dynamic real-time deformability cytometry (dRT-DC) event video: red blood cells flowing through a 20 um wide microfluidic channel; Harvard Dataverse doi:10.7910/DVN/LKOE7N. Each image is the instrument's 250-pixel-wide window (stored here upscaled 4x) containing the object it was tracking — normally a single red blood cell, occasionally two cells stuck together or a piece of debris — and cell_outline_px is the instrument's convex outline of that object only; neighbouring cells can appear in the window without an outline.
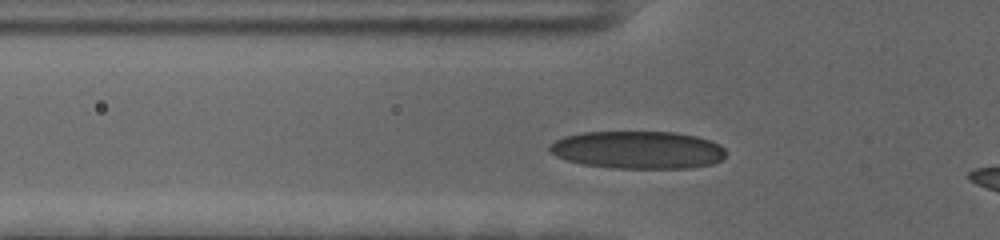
{"species": "human", "species_latin": "Homo sapiens", "temperature_condition": "cold", "stored_images_in_passage": 32, "camera_frame_rate_fps": 3000, "um_per_image_px": 0.085, "donor": {"sex": "female"}, "frame": {"image": 1, "passage_image": 3, "time_ms": 0.667, "image_size_px": [1000, 240], "cell_outline_px": [[724, 156], [720, 160], [712, 164], [692, 168], [616, 168], [584, 164], [568, 160], [556, 156], [548, 152], [548, 144], [564, 136], [584, 132], [676, 132], [696, 136], [712, 140], [720, 144], [724, 148]], "centroid_in_image_um": [54.21, 12.73], "position_along_channel_um": 71.6, "area_um2": 38.84}}
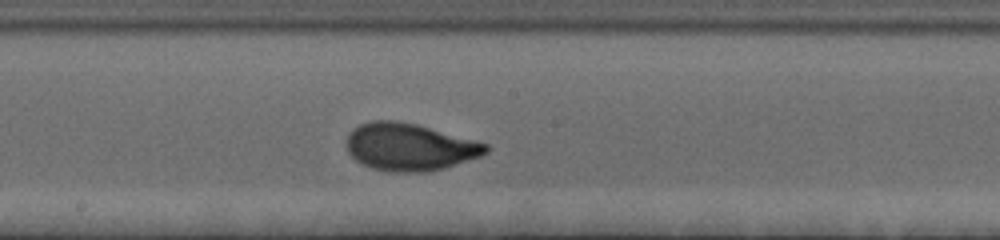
{"frame": {"image": 2, "passage_image": 15, "time_ms": 4.667, "image_size_px": [1000, 240], "cell_outline_px": [[488, 152], [480, 156], [444, 168], [428, 172], [392, 172], [372, 168], [356, 160], [348, 152], [344, 144], [352, 128], [360, 124], [372, 120], [396, 120], [416, 124], [476, 140], [488, 144]], "centroid_in_image_um": [34.79, 12.48], "position_along_channel_um": 213.4, "area_um2": 38.55}}
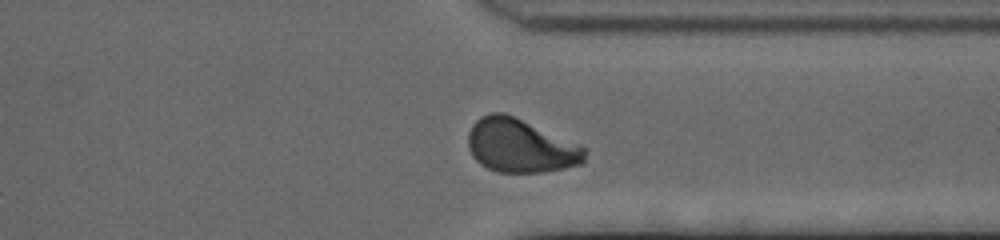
{"frame": {"image": 3, "passage_image": 28, "time_ms": 9.0, "image_size_px": [1000, 240], "cell_outline_px": [[584, 164], [544, 172], [496, 172], [480, 164], [472, 156], [468, 148], [468, 132], [472, 124], [480, 116], [492, 112], [504, 112], [584, 148]], "centroid_in_image_um": [44.15, 12.41], "position_along_channel_um": 367.2, "area_um2": 35.89}, "authors_computed_cell_mechanics": {"area_um2": 36.4718, "velocity_mm_per_s": 3.5468, "shape_relaxation_time_tau1_ms": 3.5777, "shape_relaxation_time_tau2_ms": null, "deformation_change_tau1": 0.1599, "deformation_change_tau2": null}}